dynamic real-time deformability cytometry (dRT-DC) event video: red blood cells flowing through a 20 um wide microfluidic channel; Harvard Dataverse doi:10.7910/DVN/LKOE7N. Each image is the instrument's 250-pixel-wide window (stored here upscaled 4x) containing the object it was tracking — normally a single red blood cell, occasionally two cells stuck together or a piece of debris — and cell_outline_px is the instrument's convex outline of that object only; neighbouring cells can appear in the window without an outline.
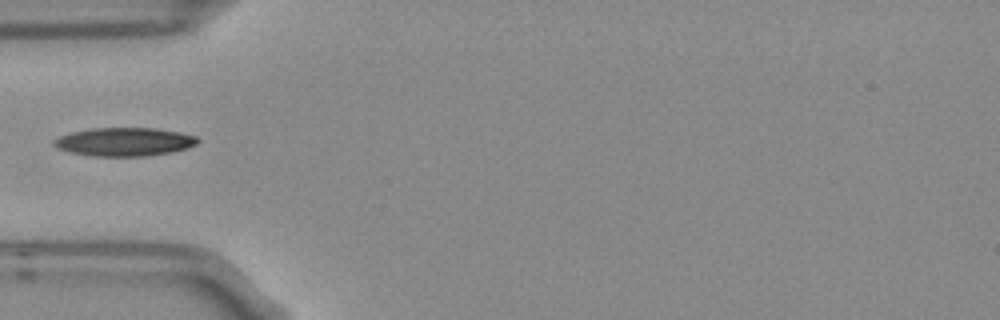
{"species": "Egyptian fruit bat (a non-hibernating species)", "species_latin": "Rousettus aegyptiacus", "temperature_condition": "room temperature", "stored_images_in_passage": 4, "camera_frame_rate_fps": 3000, "um_per_image_px": 0.085, "frame": {"image": 1, "passage_image": 4, "time_ms": 1.0, "image_size_px": [1000, 320], "cell_outline_px": [[200, 140], [196, 144], [188, 148], [172, 152], [148, 156], [92, 156], [72, 152], [56, 148], [52, 144], [52, 140], [60, 136], [72, 132], [92, 128], [156, 128], [180, 132], [196, 136]], "centroid_in_image_um": [10.59, 12.05], "position_along_channel_um": 74.4, "area_um2": 23.93}}